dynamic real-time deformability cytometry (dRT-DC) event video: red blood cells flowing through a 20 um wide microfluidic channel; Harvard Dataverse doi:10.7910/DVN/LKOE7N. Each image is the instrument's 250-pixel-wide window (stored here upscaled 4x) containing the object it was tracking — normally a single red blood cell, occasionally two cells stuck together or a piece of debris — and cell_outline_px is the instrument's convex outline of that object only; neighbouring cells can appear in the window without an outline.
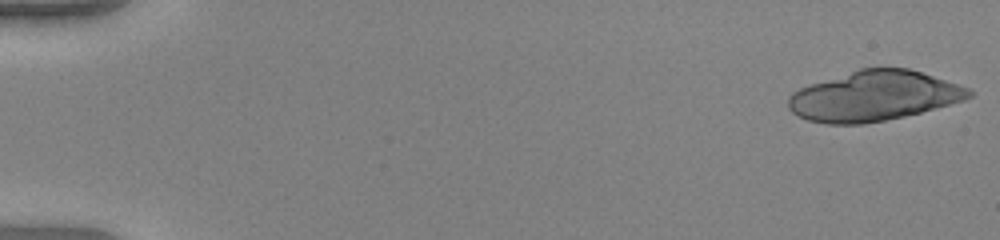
{"species": "human", "species_latin": "Homo sapiens", "temperature_condition": "warm", "stored_images_in_passage": 20, "camera_frame_rate_fps": 3000, "um_per_image_px": 0.085, "donor": {"sex": "female"}, "frame": {"image": 1, "passage_image": 1, "time_ms": 0.0, "image_size_px": [1000, 240], "cell_outline_px": [[972, 96], [964, 100], [936, 108], [904, 116], [864, 124], [828, 124], [808, 120], [792, 112], [788, 108], [788, 96], [792, 92], [800, 88], [860, 68], [908, 68], [968, 88], [972, 92]], "centroid_in_image_um": [74.25, 8.17], "position_along_channel_um": 10.7, "area_um2": 52.02}}
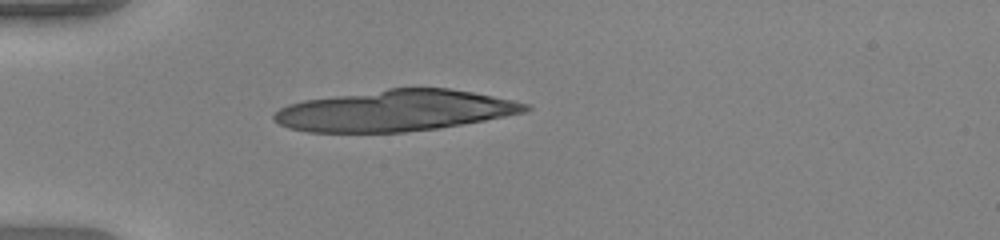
{"frame": {"image": 2, "passage_image": 15, "time_ms": 4.667, "image_size_px": [1000, 240], "cell_outline_px": [[532, 108], [528, 112], [440, 128], [404, 132], [308, 132], [288, 128], [272, 120], [272, 116], [280, 108], [288, 104], [304, 100], [388, 88], [448, 88], [472, 92], [512, 100], [528, 104]], "centroid_in_image_um": [33.58, 9.41], "position_along_channel_um": 51.4, "area_um2": 60.17}}